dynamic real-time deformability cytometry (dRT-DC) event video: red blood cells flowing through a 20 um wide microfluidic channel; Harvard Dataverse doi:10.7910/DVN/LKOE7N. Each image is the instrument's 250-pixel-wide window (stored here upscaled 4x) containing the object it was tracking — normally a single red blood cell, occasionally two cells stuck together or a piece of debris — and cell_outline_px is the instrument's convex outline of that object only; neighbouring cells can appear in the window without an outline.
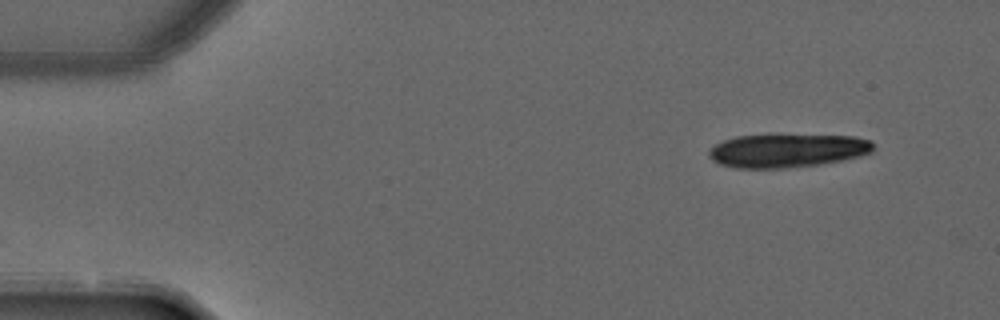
{"species": "common noctule bat (a hibernating species)", "species_latin": "Nyctalus noctula", "temperature_condition": "warm", "stored_images_in_passage": 2, "camera_frame_rate_fps": 3000, "um_per_image_px": 0.085, "animal": {"sex": "male", "forearm_length_mm": 52.5}, "frame": {"image": 1, "passage_image": 2, "time_ms": 0.333, "image_size_px": [1000, 320], "cell_outline_px": [[872, 152], [860, 156], [844, 160], [816, 164], [780, 168], [736, 168], [720, 164], [712, 160], [708, 156], [708, 152], [716, 144], [724, 140], [736, 136], [856, 136], [872, 140]], "centroid_in_image_um": [66.92, 12.81], "position_along_channel_um": 18.1, "area_um2": 31.5}}